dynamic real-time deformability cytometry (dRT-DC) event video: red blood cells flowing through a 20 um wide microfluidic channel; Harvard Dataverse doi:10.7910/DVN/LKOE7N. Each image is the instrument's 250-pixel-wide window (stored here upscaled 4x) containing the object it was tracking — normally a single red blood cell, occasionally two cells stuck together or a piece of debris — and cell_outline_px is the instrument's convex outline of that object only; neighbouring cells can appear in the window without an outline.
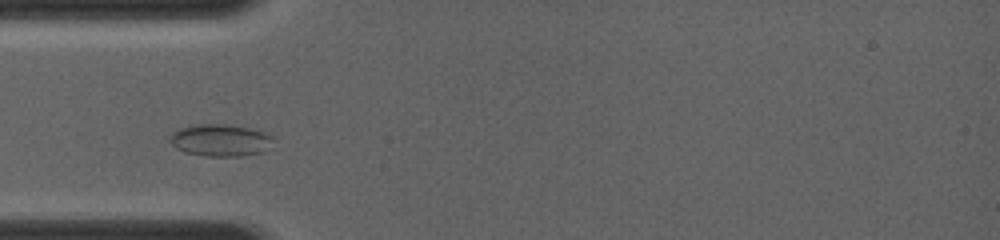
{"species": "common noctule bat (a hibernating species)", "species_latin": "Nyctalus noctula", "temperature_condition": "room temperature", "stored_images_in_passage": 4, "camera_frame_rate_fps": 4000, "um_per_image_px": 0.085, "animal": {"sex": "female", "body_mass_g": 19.0, "forearm_length_mm": 56.7}, "frame": {"image": 1, "passage_image": 3, "time_ms": 1.5, "image_size_px": [1000, 240], "cell_outline_px": [[268, 136], [260, 152], [240, 156], [204, 156], [188, 152], [176, 148], [172, 144], [172, 136], [176, 132], [184, 128], [200, 124], [224, 124], [248, 128], [260, 132]], "centroid_in_image_um": [18.62, 11.93], "position_along_channel_um": 66.4, "area_um2": 17.86}}